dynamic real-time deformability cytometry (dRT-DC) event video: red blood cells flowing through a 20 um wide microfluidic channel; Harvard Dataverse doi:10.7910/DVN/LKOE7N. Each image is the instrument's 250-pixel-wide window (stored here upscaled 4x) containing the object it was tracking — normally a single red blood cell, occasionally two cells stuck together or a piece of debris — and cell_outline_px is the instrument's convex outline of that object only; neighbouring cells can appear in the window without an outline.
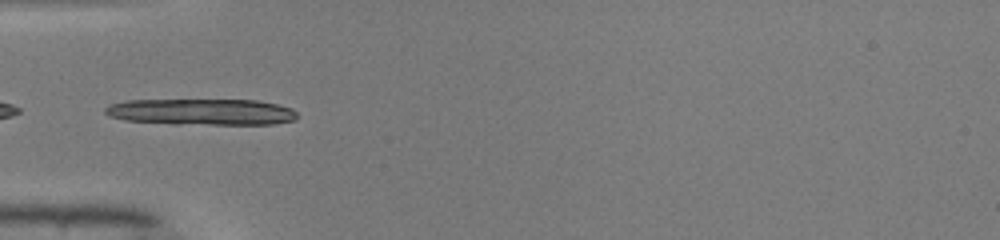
{"species": "common noctule bat (a hibernating species)", "species_latin": "Nyctalus noctula", "temperature_condition": "warm", "stored_images_in_passage": 33, "camera_frame_rate_fps": 3000, "um_per_image_px": 0.085, "animal": {"sex": "male", "body_mass_g": 19.0, "forearm_length_mm": 50.8}, "frame": {"image": 1, "passage_image": 15, "time_ms": 4.667, "image_size_px": [1000, 240], "cell_outline_px": [[296, 120], [272, 124], [176, 124], [124, 120], [108, 116], [104, 112], [104, 108], [108, 104], [128, 100], [256, 100], [276, 104], [292, 108], [296, 112]], "centroid_in_image_um": [17.1, 9.51], "position_along_channel_um": 67.9, "area_um2": 29.48}}
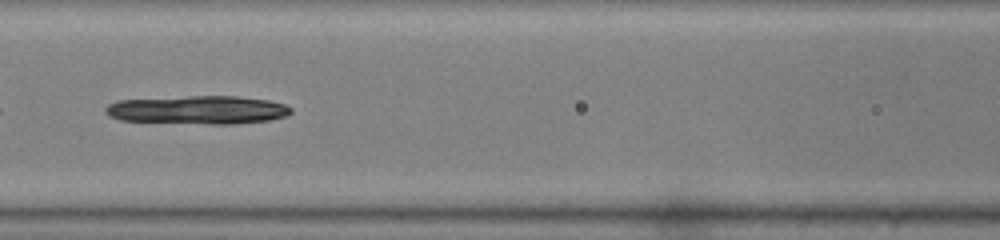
{"frame": {"image": 2, "passage_image": 21, "time_ms": 6.667, "image_size_px": [1000, 240], "cell_outline_px": [[292, 112], [284, 116], [268, 120], [232, 124], [212, 124], [120, 120], [108, 116], [104, 112], [104, 108], [108, 104], [116, 100], [192, 96], [236, 96], [268, 100], [284, 104], [292, 108]], "centroid_in_image_um": [16.78, 9.33], "position_along_channel_um": 149.8, "area_um2": 30.63}}
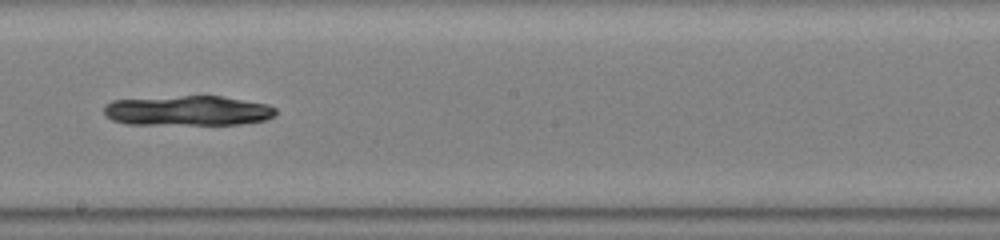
{"frame": {"image": 3, "passage_image": 27, "time_ms": 8.667, "image_size_px": [1000, 240], "cell_outline_px": [[276, 116], [268, 120], [240, 124], [128, 124], [112, 120], [104, 112], [104, 104], [112, 100], [184, 96], [220, 96], [268, 104], [276, 108]], "centroid_in_image_um": [16.01, 9.41], "position_along_channel_um": 232.2, "area_um2": 30.0}}